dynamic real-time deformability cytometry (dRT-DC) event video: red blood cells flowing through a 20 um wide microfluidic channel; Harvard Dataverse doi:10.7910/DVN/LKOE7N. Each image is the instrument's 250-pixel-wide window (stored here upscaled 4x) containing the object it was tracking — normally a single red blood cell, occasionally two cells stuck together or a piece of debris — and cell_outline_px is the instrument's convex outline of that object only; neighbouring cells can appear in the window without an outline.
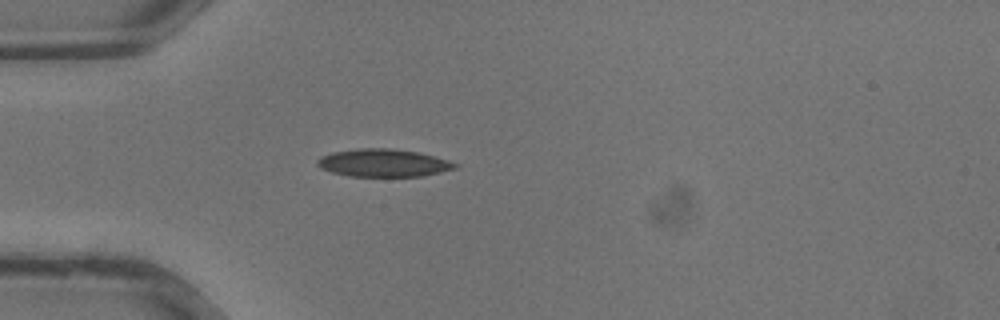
{"species": "common noctule bat (a hibernating species)", "species_latin": "Nyctalus noctula", "temperature_condition": "warm", "stored_images_in_passage": 13, "camera_frame_rate_fps": 3000, "um_per_image_px": 0.085, "animal": {"sex": "male", "body_mass_g": 13.3}, "frame": {"image": 1, "passage_image": 10, "time_ms": 3.0, "image_size_px": [1000, 320], "cell_outline_px": [[460, 164], [456, 168], [424, 176], [348, 176], [332, 172], [320, 168], [316, 164], [316, 160], [320, 156], [332, 152], [360, 148], [388, 148], [416, 152], [448, 160]], "centroid_in_image_um": [32.55, 13.85], "position_along_channel_um": 52.4, "area_um2": 22.2}}
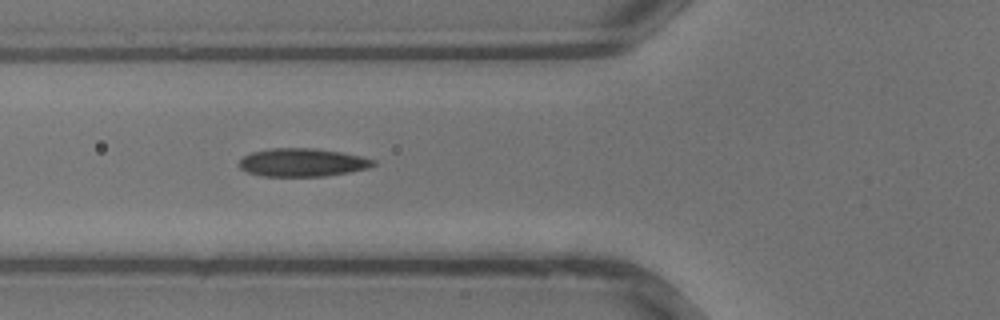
{"frame": {"image": 2, "passage_image": 13, "time_ms": 4.0, "image_size_px": [1000, 320], "cell_outline_px": [[376, 164], [368, 168], [348, 172], [324, 176], [264, 176], [248, 172], [240, 168], [236, 164], [244, 156], [252, 152], [276, 148], [312, 148], [340, 152], [360, 156], [376, 160]], "centroid_in_image_um": [25.69, 13.81], "position_along_channel_um": 100.1, "area_um2": 21.85}}